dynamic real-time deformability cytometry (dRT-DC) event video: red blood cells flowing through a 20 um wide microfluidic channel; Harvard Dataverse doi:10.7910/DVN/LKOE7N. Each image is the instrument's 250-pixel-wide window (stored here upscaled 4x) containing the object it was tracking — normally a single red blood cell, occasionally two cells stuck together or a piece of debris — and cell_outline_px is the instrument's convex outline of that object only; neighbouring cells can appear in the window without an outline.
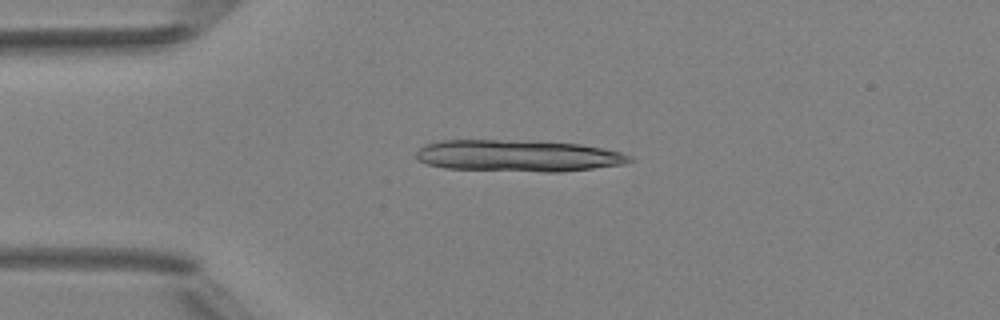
{"species": "Egyptian fruit bat (a non-hibernating species)", "species_latin": "Rousettus aegyptiacus", "temperature_condition": "room temperature", "stored_images_in_passage": 50, "segment_of_instrument_passage": [1, 2], "camera_frame_rate_fps": 3000, "um_per_image_px": 0.085, "animal": {"sex": "female"}, "frame": {"image": 1, "passage_image": 12, "time_ms": 3.667, "image_size_px": [1000, 320], "cell_outline_px": [[636, 160], [624, 164], [560, 172], [544, 172], [444, 168], [428, 164], [420, 160], [416, 156], [416, 152], [424, 144], [440, 140], [500, 140], [580, 144], [604, 148], [620, 152], [632, 156]], "centroid_in_image_um": [44.05, 13.24], "position_along_channel_um": 40.9, "area_um2": 39.25}}